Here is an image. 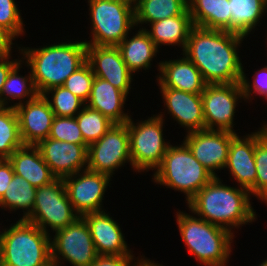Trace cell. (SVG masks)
I'll return each mask as SVG.
<instances>
[{"label": "cell", "mask_w": 267, "mask_h": 266, "mask_svg": "<svg viewBox=\"0 0 267 266\" xmlns=\"http://www.w3.org/2000/svg\"><path fill=\"white\" fill-rule=\"evenodd\" d=\"M179 59L164 60L158 64L159 88H172L185 92L202 94L206 83L199 69L184 55Z\"/></svg>", "instance_id": "obj_21"}, {"label": "cell", "mask_w": 267, "mask_h": 266, "mask_svg": "<svg viewBox=\"0 0 267 266\" xmlns=\"http://www.w3.org/2000/svg\"><path fill=\"white\" fill-rule=\"evenodd\" d=\"M44 266H60L58 263H56L55 261L51 260L50 262H48L46 265Z\"/></svg>", "instance_id": "obj_44"}, {"label": "cell", "mask_w": 267, "mask_h": 266, "mask_svg": "<svg viewBox=\"0 0 267 266\" xmlns=\"http://www.w3.org/2000/svg\"><path fill=\"white\" fill-rule=\"evenodd\" d=\"M23 63L24 60L22 61L21 59L7 75L1 92V106L15 108L18 105L34 99L38 95L33 82L31 70L28 72L29 74H26L27 76H22L18 73L20 72ZM15 100L18 102L14 103ZM10 101L14 104L12 105V102Z\"/></svg>", "instance_id": "obj_28"}, {"label": "cell", "mask_w": 267, "mask_h": 266, "mask_svg": "<svg viewBox=\"0 0 267 266\" xmlns=\"http://www.w3.org/2000/svg\"><path fill=\"white\" fill-rule=\"evenodd\" d=\"M253 81L247 79L245 71L243 70V75L241 79V86L243 89V94L245 101L251 99L253 93L256 96H263L267 100V66L261 68L257 71H254Z\"/></svg>", "instance_id": "obj_38"}, {"label": "cell", "mask_w": 267, "mask_h": 266, "mask_svg": "<svg viewBox=\"0 0 267 266\" xmlns=\"http://www.w3.org/2000/svg\"><path fill=\"white\" fill-rule=\"evenodd\" d=\"M19 120V133L23 145L36 146L49 137L55 117L43 94L15 107Z\"/></svg>", "instance_id": "obj_16"}, {"label": "cell", "mask_w": 267, "mask_h": 266, "mask_svg": "<svg viewBox=\"0 0 267 266\" xmlns=\"http://www.w3.org/2000/svg\"><path fill=\"white\" fill-rule=\"evenodd\" d=\"M152 177L154 183L184 193L185 202L214 178L183 141L181 145H169Z\"/></svg>", "instance_id": "obj_6"}, {"label": "cell", "mask_w": 267, "mask_h": 266, "mask_svg": "<svg viewBox=\"0 0 267 266\" xmlns=\"http://www.w3.org/2000/svg\"><path fill=\"white\" fill-rule=\"evenodd\" d=\"M94 78L93 70L86 61L65 80L62 86L71 91L86 104L91 93Z\"/></svg>", "instance_id": "obj_35"}, {"label": "cell", "mask_w": 267, "mask_h": 266, "mask_svg": "<svg viewBox=\"0 0 267 266\" xmlns=\"http://www.w3.org/2000/svg\"><path fill=\"white\" fill-rule=\"evenodd\" d=\"M245 38L193 26L182 53L199 69L206 84L240 83L244 67L238 53Z\"/></svg>", "instance_id": "obj_1"}, {"label": "cell", "mask_w": 267, "mask_h": 266, "mask_svg": "<svg viewBox=\"0 0 267 266\" xmlns=\"http://www.w3.org/2000/svg\"><path fill=\"white\" fill-rule=\"evenodd\" d=\"M51 234L18 219L0 231V266H44L51 261Z\"/></svg>", "instance_id": "obj_5"}, {"label": "cell", "mask_w": 267, "mask_h": 266, "mask_svg": "<svg viewBox=\"0 0 267 266\" xmlns=\"http://www.w3.org/2000/svg\"><path fill=\"white\" fill-rule=\"evenodd\" d=\"M80 217L74 210L62 178L36 189L32 213L25 219L50 234L67 227Z\"/></svg>", "instance_id": "obj_9"}, {"label": "cell", "mask_w": 267, "mask_h": 266, "mask_svg": "<svg viewBox=\"0 0 267 266\" xmlns=\"http://www.w3.org/2000/svg\"><path fill=\"white\" fill-rule=\"evenodd\" d=\"M167 114L186 128V132L205 130L203 102L201 94L172 88H159Z\"/></svg>", "instance_id": "obj_19"}, {"label": "cell", "mask_w": 267, "mask_h": 266, "mask_svg": "<svg viewBox=\"0 0 267 266\" xmlns=\"http://www.w3.org/2000/svg\"><path fill=\"white\" fill-rule=\"evenodd\" d=\"M134 255H98L89 266H134ZM135 261V262H133Z\"/></svg>", "instance_id": "obj_39"}, {"label": "cell", "mask_w": 267, "mask_h": 266, "mask_svg": "<svg viewBox=\"0 0 267 266\" xmlns=\"http://www.w3.org/2000/svg\"><path fill=\"white\" fill-rule=\"evenodd\" d=\"M202 96L205 129L236 133L234 117L244 99L241 83L206 84Z\"/></svg>", "instance_id": "obj_11"}, {"label": "cell", "mask_w": 267, "mask_h": 266, "mask_svg": "<svg viewBox=\"0 0 267 266\" xmlns=\"http://www.w3.org/2000/svg\"><path fill=\"white\" fill-rule=\"evenodd\" d=\"M185 134L183 142L188 146L193 156L214 177H218L216 172L225 169L231 139L236 134L207 129Z\"/></svg>", "instance_id": "obj_14"}, {"label": "cell", "mask_w": 267, "mask_h": 266, "mask_svg": "<svg viewBox=\"0 0 267 266\" xmlns=\"http://www.w3.org/2000/svg\"><path fill=\"white\" fill-rule=\"evenodd\" d=\"M36 189L26 179L14 173L4 195L0 198V208L3 210H23L20 219H26L33 210Z\"/></svg>", "instance_id": "obj_30"}, {"label": "cell", "mask_w": 267, "mask_h": 266, "mask_svg": "<svg viewBox=\"0 0 267 266\" xmlns=\"http://www.w3.org/2000/svg\"><path fill=\"white\" fill-rule=\"evenodd\" d=\"M36 147L56 178L64 179L87 169L88 145L46 138Z\"/></svg>", "instance_id": "obj_15"}, {"label": "cell", "mask_w": 267, "mask_h": 266, "mask_svg": "<svg viewBox=\"0 0 267 266\" xmlns=\"http://www.w3.org/2000/svg\"><path fill=\"white\" fill-rule=\"evenodd\" d=\"M175 218L182 241L200 265L227 266L235 233L181 210Z\"/></svg>", "instance_id": "obj_4"}, {"label": "cell", "mask_w": 267, "mask_h": 266, "mask_svg": "<svg viewBox=\"0 0 267 266\" xmlns=\"http://www.w3.org/2000/svg\"><path fill=\"white\" fill-rule=\"evenodd\" d=\"M187 8V0H139L134 6L135 27L181 15Z\"/></svg>", "instance_id": "obj_29"}, {"label": "cell", "mask_w": 267, "mask_h": 266, "mask_svg": "<svg viewBox=\"0 0 267 266\" xmlns=\"http://www.w3.org/2000/svg\"><path fill=\"white\" fill-rule=\"evenodd\" d=\"M84 142L90 144L99 140L114 124L99 111L87 105L75 116Z\"/></svg>", "instance_id": "obj_32"}, {"label": "cell", "mask_w": 267, "mask_h": 266, "mask_svg": "<svg viewBox=\"0 0 267 266\" xmlns=\"http://www.w3.org/2000/svg\"><path fill=\"white\" fill-rule=\"evenodd\" d=\"M194 26L231 32L229 0H187Z\"/></svg>", "instance_id": "obj_26"}, {"label": "cell", "mask_w": 267, "mask_h": 266, "mask_svg": "<svg viewBox=\"0 0 267 266\" xmlns=\"http://www.w3.org/2000/svg\"><path fill=\"white\" fill-rule=\"evenodd\" d=\"M229 2L231 32L248 37L267 13V2L264 0H229Z\"/></svg>", "instance_id": "obj_27"}, {"label": "cell", "mask_w": 267, "mask_h": 266, "mask_svg": "<svg viewBox=\"0 0 267 266\" xmlns=\"http://www.w3.org/2000/svg\"><path fill=\"white\" fill-rule=\"evenodd\" d=\"M105 211L83 215L98 255H134L119 224Z\"/></svg>", "instance_id": "obj_20"}, {"label": "cell", "mask_w": 267, "mask_h": 266, "mask_svg": "<svg viewBox=\"0 0 267 266\" xmlns=\"http://www.w3.org/2000/svg\"><path fill=\"white\" fill-rule=\"evenodd\" d=\"M255 132L239 136L236 134L232 139L228 152V160L225 169L230 172L237 185L248 189L251 196L256 197V165L254 159Z\"/></svg>", "instance_id": "obj_18"}, {"label": "cell", "mask_w": 267, "mask_h": 266, "mask_svg": "<svg viewBox=\"0 0 267 266\" xmlns=\"http://www.w3.org/2000/svg\"><path fill=\"white\" fill-rule=\"evenodd\" d=\"M151 29L143 28L159 49L160 46H179L182 51L186 47L192 23L188 8L178 16L165 18L148 24ZM151 25V26H150Z\"/></svg>", "instance_id": "obj_24"}, {"label": "cell", "mask_w": 267, "mask_h": 266, "mask_svg": "<svg viewBox=\"0 0 267 266\" xmlns=\"http://www.w3.org/2000/svg\"><path fill=\"white\" fill-rule=\"evenodd\" d=\"M14 39L0 26V54L11 52Z\"/></svg>", "instance_id": "obj_42"}, {"label": "cell", "mask_w": 267, "mask_h": 266, "mask_svg": "<svg viewBox=\"0 0 267 266\" xmlns=\"http://www.w3.org/2000/svg\"><path fill=\"white\" fill-rule=\"evenodd\" d=\"M12 51L5 54H0V106H1V92L6 81L7 75L11 69L22 59L18 56V59L12 58Z\"/></svg>", "instance_id": "obj_40"}, {"label": "cell", "mask_w": 267, "mask_h": 266, "mask_svg": "<svg viewBox=\"0 0 267 266\" xmlns=\"http://www.w3.org/2000/svg\"><path fill=\"white\" fill-rule=\"evenodd\" d=\"M256 197L267 204V123L255 132Z\"/></svg>", "instance_id": "obj_34"}, {"label": "cell", "mask_w": 267, "mask_h": 266, "mask_svg": "<svg viewBox=\"0 0 267 266\" xmlns=\"http://www.w3.org/2000/svg\"><path fill=\"white\" fill-rule=\"evenodd\" d=\"M43 95L49 102L55 116L75 117L85 106L80 98L63 86L52 87Z\"/></svg>", "instance_id": "obj_33"}, {"label": "cell", "mask_w": 267, "mask_h": 266, "mask_svg": "<svg viewBox=\"0 0 267 266\" xmlns=\"http://www.w3.org/2000/svg\"><path fill=\"white\" fill-rule=\"evenodd\" d=\"M15 0H0V26L14 39L24 35L23 18Z\"/></svg>", "instance_id": "obj_36"}, {"label": "cell", "mask_w": 267, "mask_h": 266, "mask_svg": "<svg viewBox=\"0 0 267 266\" xmlns=\"http://www.w3.org/2000/svg\"><path fill=\"white\" fill-rule=\"evenodd\" d=\"M14 173L39 188L54 181L56 177L43 160L40 150L33 145H23L8 158Z\"/></svg>", "instance_id": "obj_23"}, {"label": "cell", "mask_w": 267, "mask_h": 266, "mask_svg": "<svg viewBox=\"0 0 267 266\" xmlns=\"http://www.w3.org/2000/svg\"><path fill=\"white\" fill-rule=\"evenodd\" d=\"M22 146L15 108L0 106V159L9 158Z\"/></svg>", "instance_id": "obj_31"}, {"label": "cell", "mask_w": 267, "mask_h": 266, "mask_svg": "<svg viewBox=\"0 0 267 266\" xmlns=\"http://www.w3.org/2000/svg\"><path fill=\"white\" fill-rule=\"evenodd\" d=\"M87 2L91 18V39L84 40L87 45L117 46L135 29L133 5L122 0Z\"/></svg>", "instance_id": "obj_7"}, {"label": "cell", "mask_w": 267, "mask_h": 266, "mask_svg": "<svg viewBox=\"0 0 267 266\" xmlns=\"http://www.w3.org/2000/svg\"><path fill=\"white\" fill-rule=\"evenodd\" d=\"M132 166L128 127L113 124L96 142L88 146L87 169L113 177L115 169L129 163Z\"/></svg>", "instance_id": "obj_12"}, {"label": "cell", "mask_w": 267, "mask_h": 266, "mask_svg": "<svg viewBox=\"0 0 267 266\" xmlns=\"http://www.w3.org/2000/svg\"><path fill=\"white\" fill-rule=\"evenodd\" d=\"M54 233V238L51 237V260L60 266L65 261L72 266H89L97 258L89 227L83 217H78Z\"/></svg>", "instance_id": "obj_10"}, {"label": "cell", "mask_w": 267, "mask_h": 266, "mask_svg": "<svg viewBox=\"0 0 267 266\" xmlns=\"http://www.w3.org/2000/svg\"><path fill=\"white\" fill-rule=\"evenodd\" d=\"M58 43V44H57ZM41 48L18 47L26 67L31 70L38 94L55 86H62L65 80L87 61L85 41L57 42ZM21 48V49H20Z\"/></svg>", "instance_id": "obj_3"}, {"label": "cell", "mask_w": 267, "mask_h": 266, "mask_svg": "<svg viewBox=\"0 0 267 266\" xmlns=\"http://www.w3.org/2000/svg\"><path fill=\"white\" fill-rule=\"evenodd\" d=\"M127 95L108 81L95 77L89 99V108L99 111L114 124H125L131 117L125 110ZM125 112V113H124Z\"/></svg>", "instance_id": "obj_22"}, {"label": "cell", "mask_w": 267, "mask_h": 266, "mask_svg": "<svg viewBox=\"0 0 267 266\" xmlns=\"http://www.w3.org/2000/svg\"><path fill=\"white\" fill-rule=\"evenodd\" d=\"M117 48L128 70L133 75L142 69L149 70L152 65V59L159 53V49L143 27H140L137 33H135V35L133 34L131 38L127 35L123 41L117 45Z\"/></svg>", "instance_id": "obj_25"}, {"label": "cell", "mask_w": 267, "mask_h": 266, "mask_svg": "<svg viewBox=\"0 0 267 266\" xmlns=\"http://www.w3.org/2000/svg\"><path fill=\"white\" fill-rule=\"evenodd\" d=\"M112 178L84 169L63 179L68 198L75 212L85 214L104 211L103 198Z\"/></svg>", "instance_id": "obj_13"}, {"label": "cell", "mask_w": 267, "mask_h": 266, "mask_svg": "<svg viewBox=\"0 0 267 266\" xmlns=\"http://www.w3.org/2000/svg\"><path fill=\"white\" fill-rule=\"evenodd\" d=\"M87 62L95 77L108 81L128 96L134 75L128 70L117 46L87 45Z\"/></svg>", "instance_id": "obj_17"}, {"label": "cell", "mask_w": 267, "mask_h": 266, "mask_svg": "<svg viewBox=\"0 0 267 266\" xmlns=\"http://www.w3.org/2000/svg\"><path fill=\"white\" fill-rule=\"evenodd\" d=\"M122 1H125V2L135 6V0H122Z\"/></svg>", "instance_id": "obj_45"}, {"label": "cell", "mask_w": 267, "mask_h": 266, "mask_svg": "<svg viewBox=\"0 0 267 266\" xmlns=\"http://www.w3.org/2000/svg\"><path fill=\"white\" fill-rule=\"evenodd\" d=\"M160 113L136 123L130 117L126 122L132 169L135 172H148L151 169L155 171L170 145V142L163 138L165 119H163V112Z\"/></svg>", "instance_id": "obj_8"}, {"label": "cell", "mask_w": 267, "mask_h": 266, "mask_svg": "<svg viewBox=\"0 0 267 266\" xmlns=\"http://www.w3.org/2000/svg\"><path fill=\"white\" fill-rule=\"evenodd\" d=\"M48 138L69 143L87 145L82 137L76 117L55 116Z\"/></svg>", "instance_id": "obj_37"}, {"label": "cell", "mask_w": 267, "mask_h": 266, "mask_svg": "<svg viewBox=\"0 0 267 266\" xmlns=\"http://www.w3.org/2000/svg\"><path fill=\"white\" fill-rule=\"evenodd\" d=\"M134 266H164L162 264H159L158 262H154L150 259H147L145 256H143V258H138V260H136V263Z\"/></svg>", "instance_id": "obj_43"}, {"label": "cell", "mask_w": 267, "mask_h": 266, "mask_svg": "<svg viewBox=\"0 0 267 266\" xmlns=\"http://www.w3.org/2000/svg\"><path fill=\"white\" fill-rule=\"evenodd\" d=\"M14 176V170L8 158L0 159V198L4 195Z\"/></svg>", "instance_id": "obj_41"}, {"label": "cell", "mask_w": 267, "mask_h": 266, "mask_svg": "<svg viewBox=\"0 0 267 266\" xmlns=\"http://www.w3.org/2000/svg\"><path fill=\"white\" fill-rule=\"evenodd\" d=\"M258 266H267V258H266V260H264L263 262H261V264H259Z\"/></svg>", "instance_id": "obj_46"}, {"label": "cell", "mask_w": 267, "mask_h": 266, "mask_svg": "<svg viewBox=\"0 0 267 266\" xmlns=\"http://www.w3.org/2000/svg\"><path fill=\"white\" fill-rule=\"evenodd\" d=\"M222 182L219 176L214 177L186 203L193 215L233 233L232 228L255 222L257 215L248 189Z\"/></svg>", "instance_id": "obj_2"}]
</instances>
